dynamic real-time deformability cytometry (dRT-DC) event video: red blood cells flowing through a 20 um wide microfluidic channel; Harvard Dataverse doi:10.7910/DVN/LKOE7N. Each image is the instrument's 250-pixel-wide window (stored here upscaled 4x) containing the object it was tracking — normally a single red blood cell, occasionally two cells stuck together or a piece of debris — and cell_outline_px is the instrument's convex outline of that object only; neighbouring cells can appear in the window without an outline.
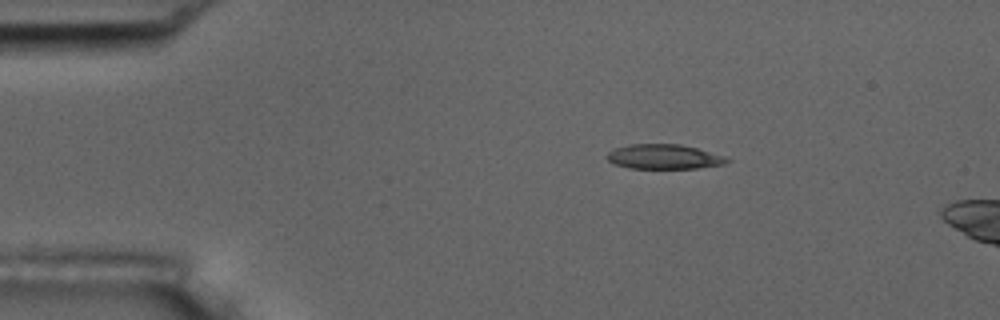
{"species": "common noctule bat (a hibernating species)", "species_latin": "Nyctalus noctula", "temperature_condition": "room temperature", "stored_images_in_passage": 6, "camera_frame_rate_fps": 3000, "um_per_image_px": 0.085, "animal": {"sex": "male", "body_mass_g": 17.5, "forearm_length_mm": 52.3}, "frame": {"image": 1, "passage_image": 1, "time_ms": 0.0, "image_size_px": [1000, 320], "cell_outline_px": [[732, 160], [728, 164], [696, 168], [628, 168], [616, 164], [608, 160], [604, 156], [608, 152], [616, 148], [628, 144], [680, 144], [728, 156]], "centroid_in_image_um": [56.49, 13.32], "position_along_channel_um": 28.5, "area_um2": 17.46}}